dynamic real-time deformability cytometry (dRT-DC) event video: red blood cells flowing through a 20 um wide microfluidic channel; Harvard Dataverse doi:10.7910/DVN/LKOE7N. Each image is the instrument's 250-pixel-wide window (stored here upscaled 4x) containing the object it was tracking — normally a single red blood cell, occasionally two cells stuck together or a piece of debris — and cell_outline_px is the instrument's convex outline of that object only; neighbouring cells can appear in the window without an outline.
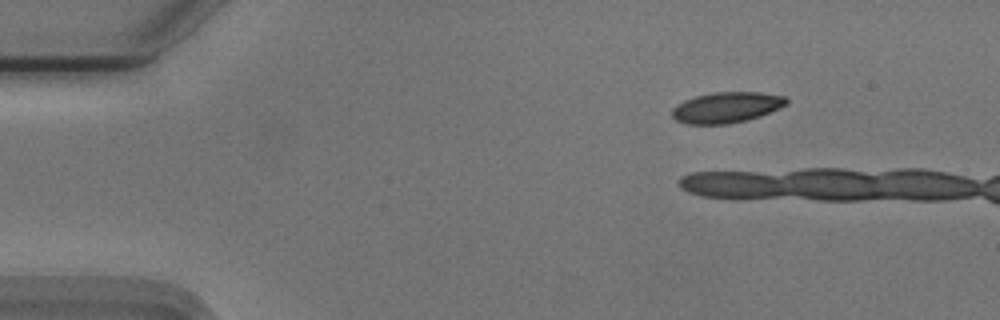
{"species": "Egyptian fruit bat (a non-hibernating species)", "species_latin": "Rousettus aegyptiacus", "temperature_condition": "cold", "stored_images_in_passage": 7, "camera_frame_rate_fps": 3000, "um_per_image_px": 0.085, "animal": {"sex": "male"}, "frame": {"image": 1, "passage_image": 1, "time_ms": 0.0, "image_size_px": [1000, 320], "cell_outline_px": [[788, 104], [780, 108], [760, 116], [748, 120], [728, 124], [688, 124], [676, 120], [672, 116], [672, 108], [676, 104], [684, 100], [696, 96], [712, 92], [760, 92], [784, 96], [788, 100]], "centroid_in_image_um": [61.76, 9.13], "position_along_channel_um": 23.2, "area_um2": 20.63}}